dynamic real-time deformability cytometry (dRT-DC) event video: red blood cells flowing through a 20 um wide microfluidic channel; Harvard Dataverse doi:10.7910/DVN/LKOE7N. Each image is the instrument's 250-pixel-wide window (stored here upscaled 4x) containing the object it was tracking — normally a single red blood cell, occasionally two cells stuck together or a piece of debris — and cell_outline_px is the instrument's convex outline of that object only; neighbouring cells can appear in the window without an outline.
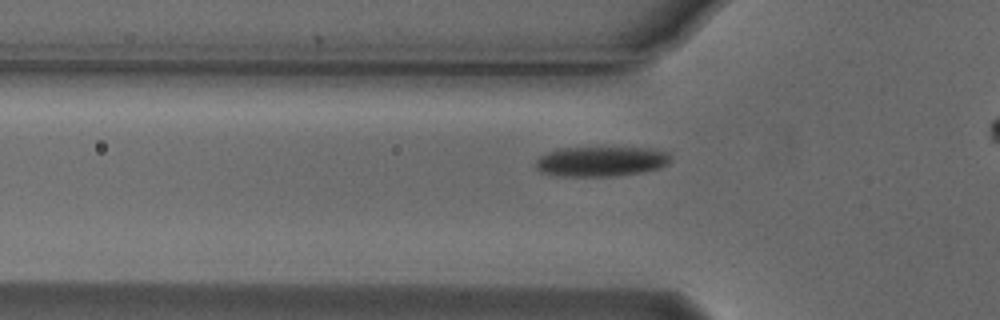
{"species": "Egyptian fruit bat (a non-hibernating species)", "species_latin": "Rousettus aegyptiacus", "temperature_condition": "cold", "stored_images_in_passage": 25, "camera_frame_rate_fps": 3000, "um_per_image_px": 0.085, "animal": {"sex": "male"}, "frame": {"image": 1, "passage_image": 6, "time_ms": 1.667, "image_size_px": [1000, 320], "cell_outline_px": [[672, 160], [668, 164], [660, 168], [640, 172], [616, 176], [556, 176], [540, 172], [536, 168], [536, 160], [540, 156], [556, 148], [652, 148], [668, 152], [672, 156]], "centroid_in_image_um": [51.1, 13.72], "position_along_channel_um": 74.7, "area_um2": 23.76}}
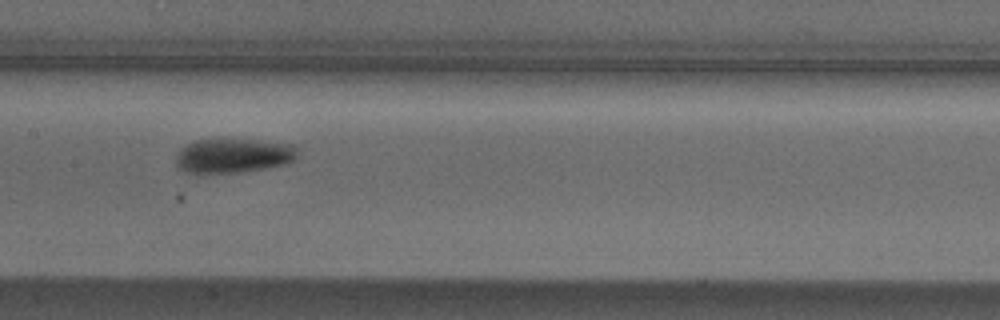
{"frame": {"image": 2, "passage_image": 15, "time_ms": 4.667, "image_size_px": [1000, 320], "cell_outline_px": [[296, 156], [292, 160], [284, 164], [264, 168], [240, 172], [200, 176], [188, 172], [180, 168], [176, 164], [176, 156], [180, 148], [196, 140], [256, 140], [296, 144]], "centroid_in_image_um": [19.78, 13.26], "position_along_channel_um": 187.6, "area_um2": 24.62}}
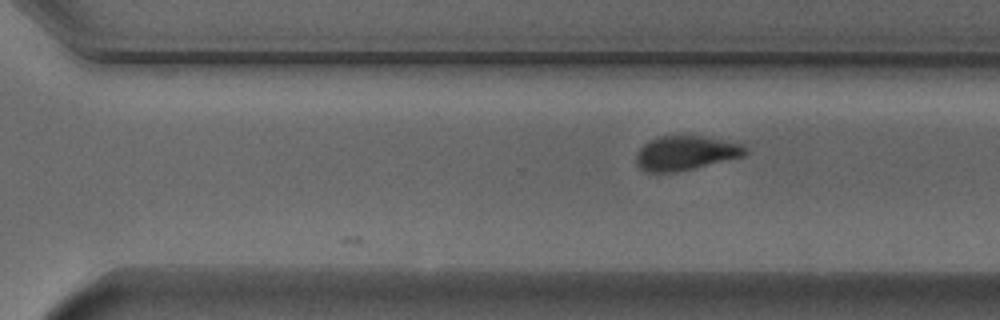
{"frame": {"image": 3, "passage_image": 25, "time_ms": 8.0, "image_size_px": [1000, 320], "cell_outline_px": [[748, 152], [744, 156], [676, 172], [644, 172], [636, 164], [636, 156], [640, 148], [644, 144], [660, 136], [700, 136], [740, 144], [748, 148]], "centroid_in_image_um": [58.26, 13.02], "position_along_channel_um": 312.3, "area_um2": 21.5}}